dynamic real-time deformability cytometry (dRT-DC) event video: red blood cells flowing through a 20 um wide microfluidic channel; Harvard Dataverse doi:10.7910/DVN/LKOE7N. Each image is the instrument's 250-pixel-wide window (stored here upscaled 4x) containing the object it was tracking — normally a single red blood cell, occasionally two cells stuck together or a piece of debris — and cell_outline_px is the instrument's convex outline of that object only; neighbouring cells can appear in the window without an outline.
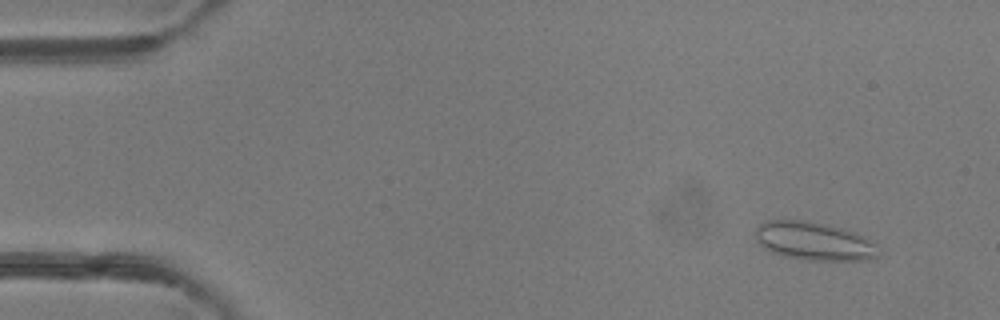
{"species": "common noctule bat (a hibernating species)", "species_latin": "Nyctalus noctula", "temperature_condition": "room temperature", "stored_images_in_passage": 4, "camera_frame_rate_fps": 3000, "um_per_image_px": 0.085, "animal": {"sex": "female"}, "frame": {"image": 1, "passage_image": 1, "time_ms": 0.0, "image_size_px": [1000, 320], "cell_outline_px": [[880, 252], [876, 256], [864, 260], [808, 260], [784, 256], [772, 252], [764, 248], [756, 240], [756, 228], [764, 220], [804, 220], [828, 224], [856, 232], [872, 244]], "centroid_in_image_um": [69.13, 20.48], "position_along_channel_um": 15.9, "area_um2": 27.22}}